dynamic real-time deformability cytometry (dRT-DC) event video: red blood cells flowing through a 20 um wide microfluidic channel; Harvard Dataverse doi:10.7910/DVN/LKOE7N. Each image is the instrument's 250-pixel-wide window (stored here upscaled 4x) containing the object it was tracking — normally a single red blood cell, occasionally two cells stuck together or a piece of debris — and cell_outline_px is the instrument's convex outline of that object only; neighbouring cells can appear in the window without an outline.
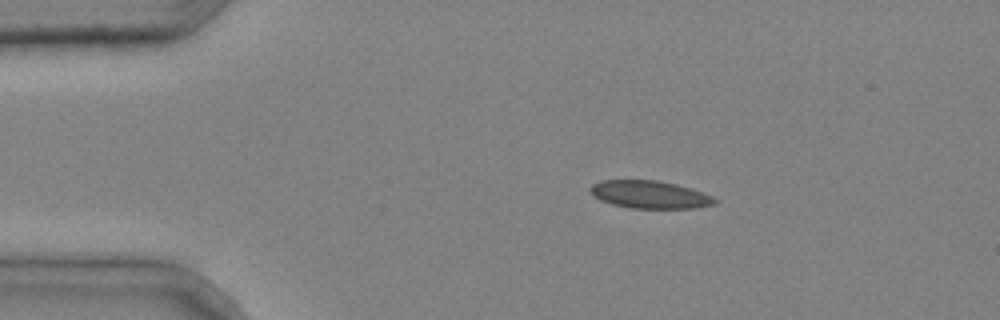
{"species": "common noctule bat (a hibernating species)", "species_latin": "Nyctalus noctula", "temperature_condition": "cold", "stored_images_in_passage": 2, "camera_frame_rate_fps": 3000, "um_per_image_px": 0.085, "animal": {"sex": "male", "body_mass_g": 20.4}, "frame": {"image": 1, "passage_image": 1, "time_ms": 0.0, "image_size_px": [1000, 320], "cell_outline_px": [[720, 200], [716, 204], [696, 208], [632, 208], [612, 204], [600, 200], [592, 196], [588, 188], [592, 184], [600, 180], [656, 180], [676, 184], [692, 188], [712, 196]], "centroid_in_image_um": [55.23, 16.53], "position_along_channel_um": 29.8, "area_um2": 20.35}}